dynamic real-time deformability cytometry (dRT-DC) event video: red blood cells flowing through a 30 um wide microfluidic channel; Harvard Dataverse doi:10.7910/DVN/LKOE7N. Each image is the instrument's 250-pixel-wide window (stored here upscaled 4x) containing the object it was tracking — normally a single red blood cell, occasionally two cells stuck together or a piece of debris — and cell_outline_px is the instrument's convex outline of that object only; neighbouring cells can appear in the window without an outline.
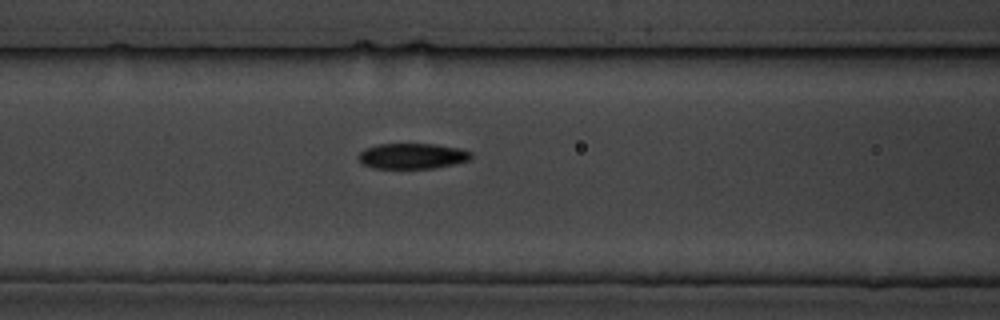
{"species": "common noctule bat (a hibernating species)", "species_latin": "Nyctalus noctula", "temperature_condition": "cold", "stored_images_in_passage": 8, "camera_frame_rate_fps": 3000, "um_per_image_px": 0.085, "animal": {"sex": "male", "body_mass_g": 19.5, "forearm_length_mm": 54.6}, "frame": {"image": 1, "passage_image": 8, "time_ms": 8.667, "image_size_px": [1000, 320], "cell_outline_px": [[472, 156], [468, 160], [456, 164], [432, 168], [372, 168], [364, 164], [356, 156], [364, 148], [376, 144], [436, 144], [460, 148], [472, 152]], "centroid_in_image_um": [35.04, 13.25], "position_along_channel_um": 131.6, "area_um2": 16.88}}